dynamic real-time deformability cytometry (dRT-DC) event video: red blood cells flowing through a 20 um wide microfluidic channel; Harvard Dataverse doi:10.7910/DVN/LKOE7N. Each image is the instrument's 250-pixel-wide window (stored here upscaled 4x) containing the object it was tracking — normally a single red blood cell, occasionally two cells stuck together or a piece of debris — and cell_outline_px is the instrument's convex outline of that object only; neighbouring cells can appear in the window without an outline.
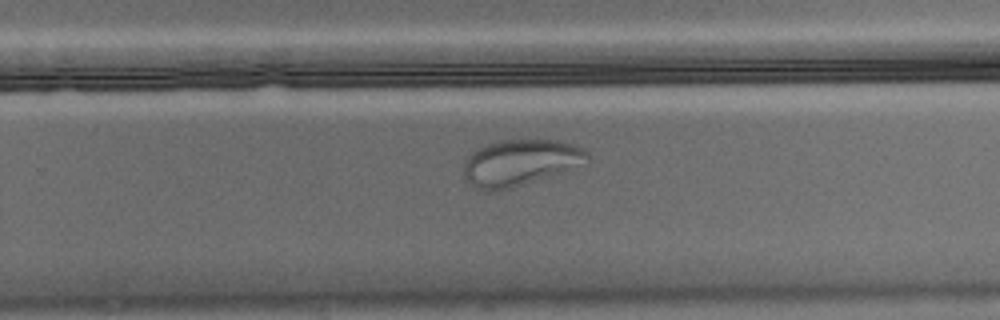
{"species": "Egyptian fruit bat (a non-hibernating species)", "species_latin": "Rousettus aegyptiacus", "temperature_condition": "warm", "stored_images_in_passage": 51, "camera_frame_rate_fps": 3000, "um_per_image_px": 0.085, "animal": {"sex": "male"}, "frame": {"image": 1, "passage_image": 30, "time_ms": 9.667, "image_size_px": [1000, 320], "cell_outline_px": [[588, 164], [508, 188], [492, 192], [484, 192], [476, 188], [464, 176], [464, 160], [472, 152], [484, 144], [500, 140], [556, 140], [572, 144], [584, 148], [588, 152]], "centroid_in_image_um": [44.22, 13.81], "position_along_channel_um": 285.6, "area_um2": 33.23}}